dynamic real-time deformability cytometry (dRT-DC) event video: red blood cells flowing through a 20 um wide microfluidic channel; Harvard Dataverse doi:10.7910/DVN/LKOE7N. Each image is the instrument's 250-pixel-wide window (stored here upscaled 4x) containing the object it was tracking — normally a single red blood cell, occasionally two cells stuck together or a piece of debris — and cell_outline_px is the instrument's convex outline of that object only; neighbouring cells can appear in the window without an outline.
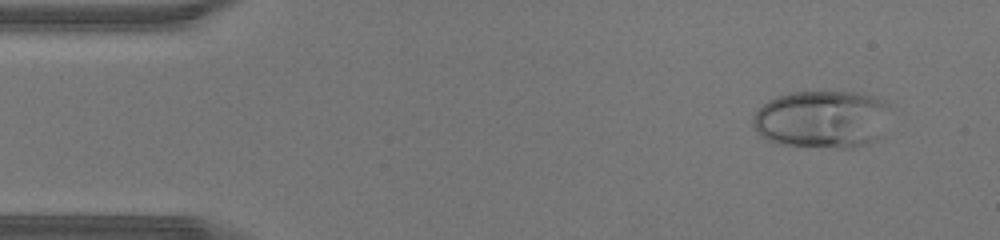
{"species": "human", "species_latin": "Homo sapiens", "temperature_condition": "warm", "stored_images_in_passage": 44, "camera_frame_rate_fps": 3000, "um_per_image_px": 0.085, "donor": {"sex": "male"}, "frame": {"image": 1, "passage_image": 4, "time_ms": 1.0, "image_size_px": [1000, 240], "cell_outline_px": [[888, 104], [884, 136], [876, 140], [852, 148], [836, 148], [776, 144], [760, 136], [756, 132], [752, 124], [752, 116], [768, 100], [792, 92], [856, 92], [872, 96], [884, 100]], "centroid_in_image_um": [69.87, 10.15], "position_along_channel_um": 15.1, "area_um2": 46.59}}
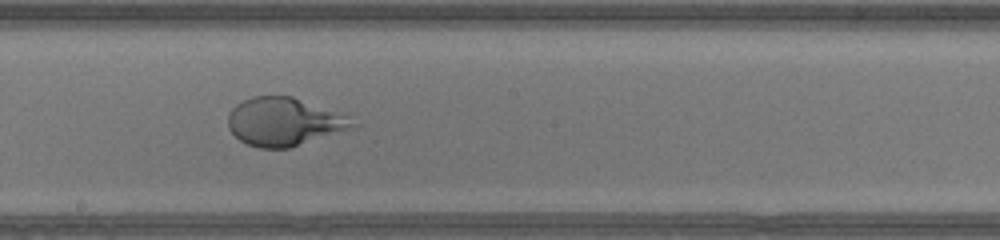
{"frame": {"image": 2, "passage_image": 24, "time_ms": 7.667, "image_size_px": [1000, 240], "cell_outline_px": [[360, 124], [356, 128], [292, 148], [260, 148], [248, 144], [240, 140], [228, 128], [228, 112], [236, 104], [252, 96], [292, 96], [348, 116]], "centroid_in_image_um": [24.19, 10.37], "position_along_channel_um": 224.0, "area_um2": 35.32}}
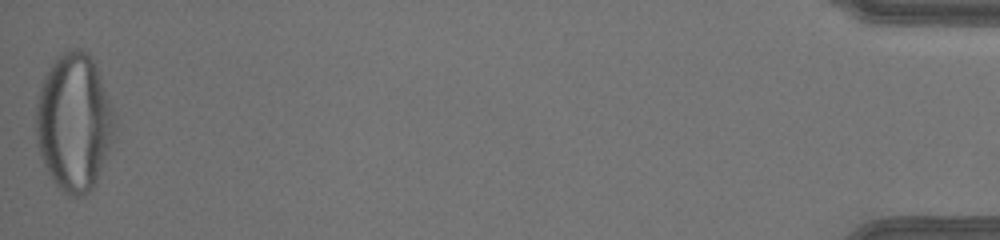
{"frame": {"image": 3, "passage_image": 44, "time_ms": 14.333, "image_size_px": [1000, 240], "cell_outline_px": [[116, 124], [108, 148], [96, 180], [92, 188], [84, 196], [68, 196], [60, 192], [48, 172], [44, 164], [36, 140], [36, 108], [44, 76], [52, 64], [68, 48], [80, 48], [88, 52], [92, 56], [96, 64], [116, 120]], "centroid_in_image_um": [6.28, 10.39], "position_along_channel_um": 428.9, "area_um2": 62.31}}